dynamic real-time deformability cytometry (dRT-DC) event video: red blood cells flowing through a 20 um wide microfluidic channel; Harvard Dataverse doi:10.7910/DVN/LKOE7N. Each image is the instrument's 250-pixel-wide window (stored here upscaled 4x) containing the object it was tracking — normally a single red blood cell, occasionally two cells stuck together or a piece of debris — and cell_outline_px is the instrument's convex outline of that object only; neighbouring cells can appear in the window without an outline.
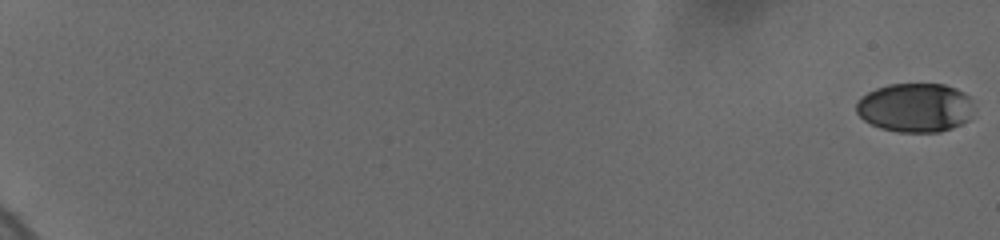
{"species": "human", "species_latin": "Homo sapiens", "temperature_condition": "cold", "stored_images_in_passage": 38, "camera_frame_rate_fps": 3000, "um_per_image_px": 0.085, "donor": {"sex": "female"}, "frame": {"image": 1, "passage_image": 1, "time_ms": 0.0, "image_size_px": [1000, 240], "cell_outline_px": [[968, 120], [952, 128], [940, 132], [900, 132], [880, 128], [864, 120], [856, 112], [856, 104], [868, 92], [876, 88], [888, 84], [944, 84], [956, 88], [964, 92], [968, 96]], "centroid_in_image_um": [77.74, 9.15], "position_along_channel_um": 7.3, "area_um2": 33.06}}
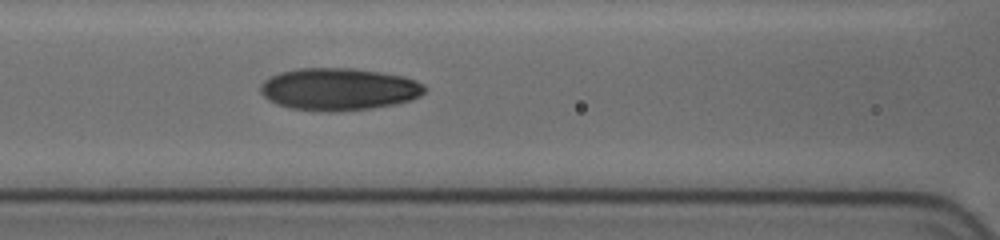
{"frame": {"image": 2, "passage_image": 20, "time_ms": 10.0, "image_size_px": [1000, 240], "cell_outline_px": [[428, 88], [420, 96], [408, 100], [392, 104], [372, 108], [332, 112], [328, 112], [288, 108], [276, 104], [268, 100], [260, 92], [260, 84], [264, 80], [280, 72], [300, 68], [352, 68], [404, 76], [416, 80], [424, 84]], "centroid_in_image_um": [28.78, 7.58], "position_along_channel_um": 137.8, "area_um2": 40.52}}
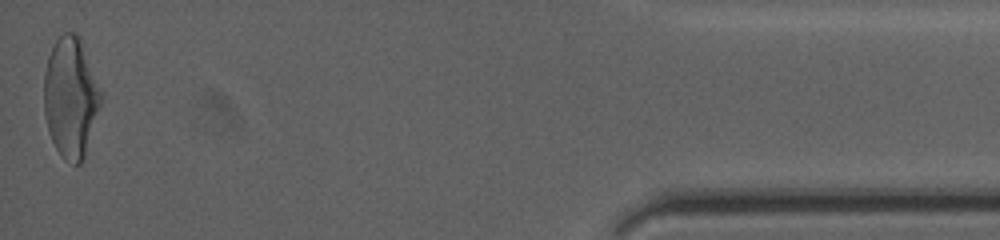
{"frame": {"image": 3, "passage_image": 38, "time_ms": 19.667, "image_size_px": [1000, 240], "cell_outline_px": [[104, 96], [84, 160], [80, 164], [76, 164], [64, 160], [60, 156], [52, 140], [48, 128], [44, 112], [44, 72], [48, 56], [56, 40], [64, 32], [76, 32], [80, 40], [104, 92]], "centroid_in_image_um": [6.04, 8.3], "position_along_channel_um": 429.2, "area_um2": 40.46}, "authors_computed_cell_mechanics": {"area_um2": 37.5122, "velocity_mm_per_s": 3.7076, "shape_relaxation_time_tau1_ms": 5.151, "shape_relaxation_time_tau2_ms": 2.0058, "deformation_change_tau1": 0.1754, "deformation_change_tau2": 0.0794}}